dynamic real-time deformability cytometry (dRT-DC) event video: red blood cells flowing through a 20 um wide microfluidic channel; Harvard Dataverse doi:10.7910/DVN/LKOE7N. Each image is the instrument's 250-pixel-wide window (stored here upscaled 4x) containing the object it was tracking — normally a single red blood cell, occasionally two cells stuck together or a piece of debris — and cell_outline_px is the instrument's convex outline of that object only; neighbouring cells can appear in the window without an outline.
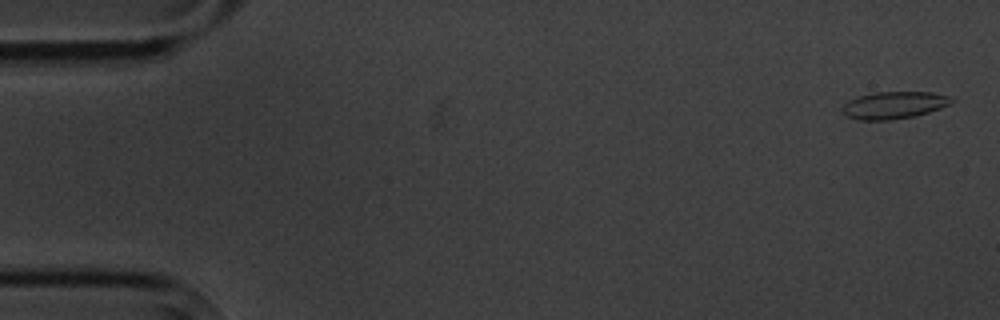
{"species": "common noctule bat (a hibernating species)", "species_latin": "Nyctalus noctula", "temperature_condition": "cold", "stored_images_in_passage": 6, "camera_frame_rate_fps": 3000, "um_per_image_px": 0.085, "animal": {"sex": "male", "body_mass_g": 20.1, "forearm_length_mm": 53.5}, "frame": {"image": 1, "passage_image": 1, "time_ms": 0.0, "image_size_px": [1000, 320], "cell_outline_px": [[956, 100], [940, 108], [928, 112], [912, 116], [888, 120], [856, 120], [848, 116], [840, 108], [848, 100], [856, 96], [872, 92], [932, 92], [952, 96]], "centroid_in_image_um": [75.97, 8.92], "position_along_channel_um": 9.0, "area_um2": 17.4}}
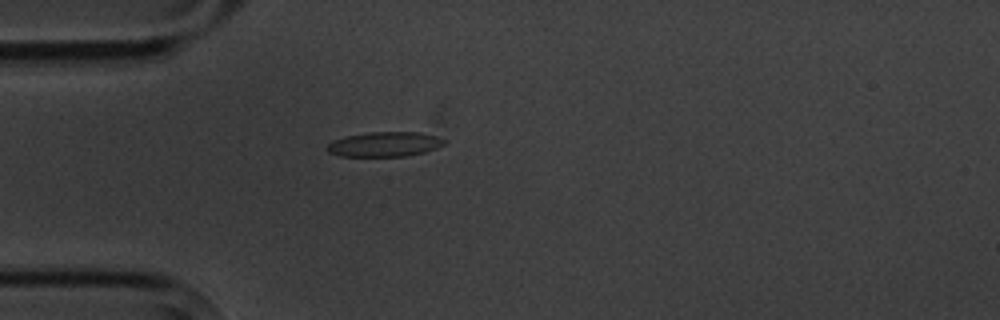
{"frame": {"image": 2, "passage_image": 5, "time_ms": 4.667, "image_size_px": [1000, 320], "cell_outline_px": [[448, 140], [444, 144], [436, 148], [424, 152], [404, 156], [340, 156], [328, 152], [328, 144], [332, 140], [344, 136], [368, 132], [420, 132], [436, 136]], "centroid_in_image_um": [32.69, 12.25], "position_along_channel_um": 52.3, "area_um2": 16.94}}